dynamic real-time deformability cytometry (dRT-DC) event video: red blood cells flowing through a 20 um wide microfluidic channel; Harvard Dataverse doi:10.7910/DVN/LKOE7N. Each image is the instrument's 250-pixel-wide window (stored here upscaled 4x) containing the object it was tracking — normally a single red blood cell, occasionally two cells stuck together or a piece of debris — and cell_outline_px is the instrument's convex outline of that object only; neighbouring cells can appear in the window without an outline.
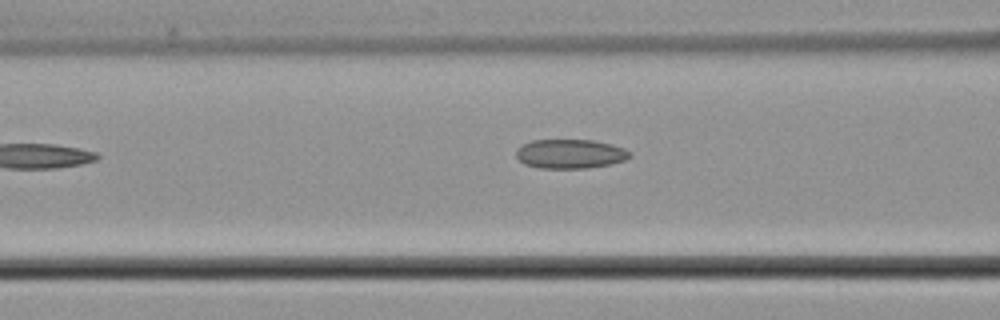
{"species": "common noctule bat (a hibernating species)", "species_latin": "Nyctalus noctula", "temperature_condition": "cold", "stored_images_in_passage": 6, "camera_frame_rate_fps": 3000, "um_per_image_px": 0.085, "animal": {"sex": "male", "body_mass_g": 21.5, "forearm_length_mm": 52.0}, "frame": {"image": 1, "passage_image": 6, "time_ms": 7.0, "image_size_px": [1000, 320], "cell_outline_px": [[632, 156], [624, 160], [612, 164], [588, 168], [540, 168], [524, 164], [516, 156], [516, 148], [532, 140], [592, 140], [612, 144], [624, 148], [632, 152]], "centroid_in_image_um": [48.49, 13.08], "position_along_channel_um": 118.1, "area_um2": 19.48}}